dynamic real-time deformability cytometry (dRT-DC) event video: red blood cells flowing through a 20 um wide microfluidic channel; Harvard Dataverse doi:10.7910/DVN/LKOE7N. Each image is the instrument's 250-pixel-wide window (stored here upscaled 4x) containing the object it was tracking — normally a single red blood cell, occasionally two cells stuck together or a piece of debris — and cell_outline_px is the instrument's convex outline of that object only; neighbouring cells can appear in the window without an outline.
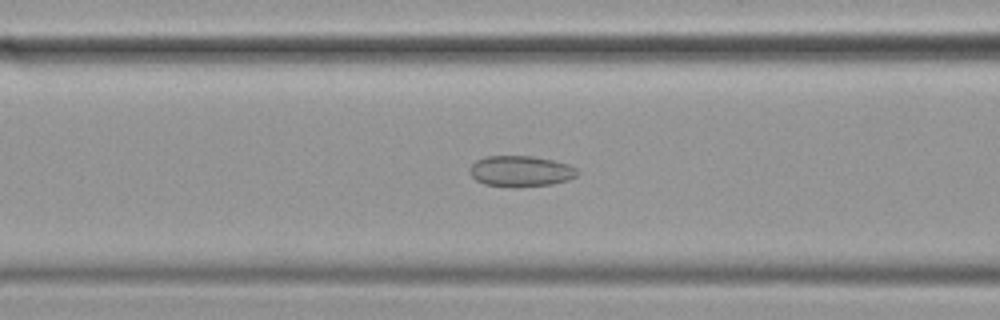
{"species": "common noctule bat (a hibernating species)", "species_latin": "Nyctalus noctula", "temperature_condition": "cold", "stored_images_in_passage": 35, "camera_frame_rate_fps": 3000, "um_per_image_px": 0.085, "animal": {"sex": "female", "body_mass_g": 19.9}, "frame": {"image": 1, "passage_image": 6, "time_ms": 1.667, "image_size_px": [1000, 320], "cell_outline_px": [[580, 172], [576, 176], [568, 180], [552, 184], [516, 188], [512, 188], [484, 184], [476, 180], [468, 172], [468, 168], [476, 160], [484, 156], [532, 156], [552, 160], [568, 164], [576, 168]], "centroid_in_image_um": [44.23, 14.56], "position_along_channel_um": 122.4, "area_um2": 19.71}}
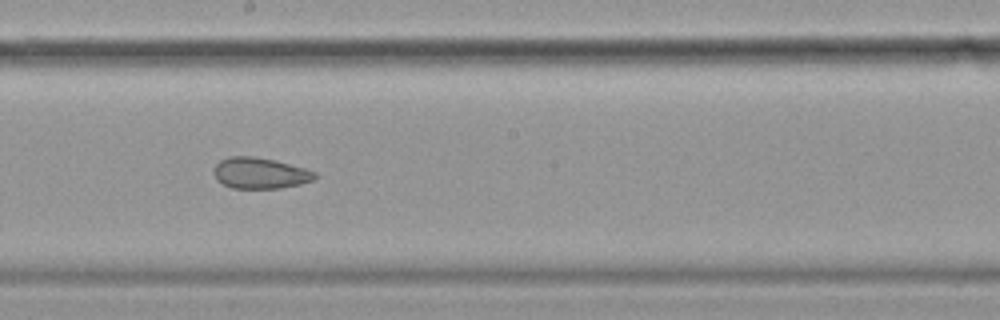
{"frame": {"image": 2, "passage_image": 15, "time_ms": 4.667, "image_size_px": [1000, 320], "cell_outline_px": [[316, 176], [312, 180], [300, 184], [280, 188], [232, 188], [216, 180], [212, 172], [212, 168], [220, 160], [228, 156], [252, 156], [276, 160], [304, 168], [316, 172]], "centroid_in_image_um": [22.05, 14.7], "position_along_channel_um": 226.1, "area_um2": 18.38}}
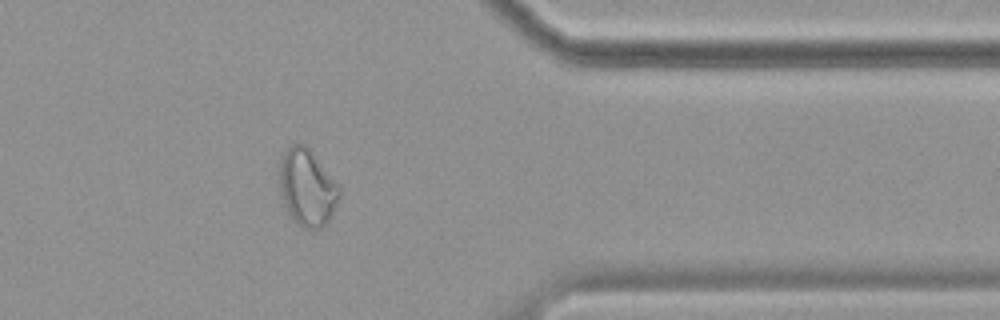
{"frame": {"image": 3, "passage_image": 30, "time_ms": 9.667, "image_size_px": [1000, 320], "cell_outline_px": [[340, 196], [332, 216], [320, 228], [304, 228], [296, 224], [292, 220], [280, 196], [280, 164], [284, 152], [292, 144], [304, 144], [312, 152], [340, 184]], "centroid_in_image_um": [26.12, 15.96], "position_along_channel_um": 385.3, "area_um2": 26.88}}